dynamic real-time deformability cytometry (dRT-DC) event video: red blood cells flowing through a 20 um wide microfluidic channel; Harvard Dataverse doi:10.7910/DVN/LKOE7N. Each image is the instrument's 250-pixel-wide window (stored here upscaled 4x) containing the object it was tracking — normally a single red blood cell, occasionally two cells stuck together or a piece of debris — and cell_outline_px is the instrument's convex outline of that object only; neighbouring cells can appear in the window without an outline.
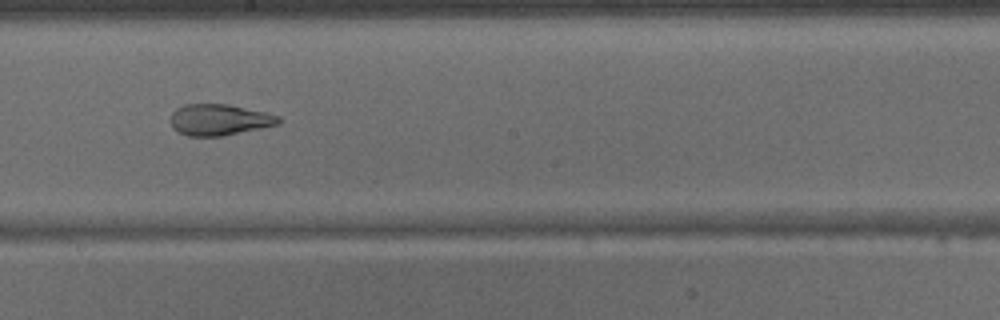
{"species": "common noctule bat (a hibernating species)", "species_latin": "Nyctalus noctula", "temperature_condition": "warm", "stored_images_in_passage": 38, "camera_frame_rate_fps": 3000, "um_per_image_px": 0.085, "animal": {"sex": "male", "body_mass_g": 15.6}, "frame": {"image": 1, "passage_image": 18, "time_ms": 5.667, "image_size_px": [1000, 320], "cell_outline_px": [[280, 124], [220, 136], [188, 136], [172, 128], [172, 112], [176, 108], [184, 104], [228, 104], [264, 112], [280, 116]], "centroid_in_image_um": [18.63, 10.17], "position_along_channel_um": 229.6, "area_um2": 19.42}}
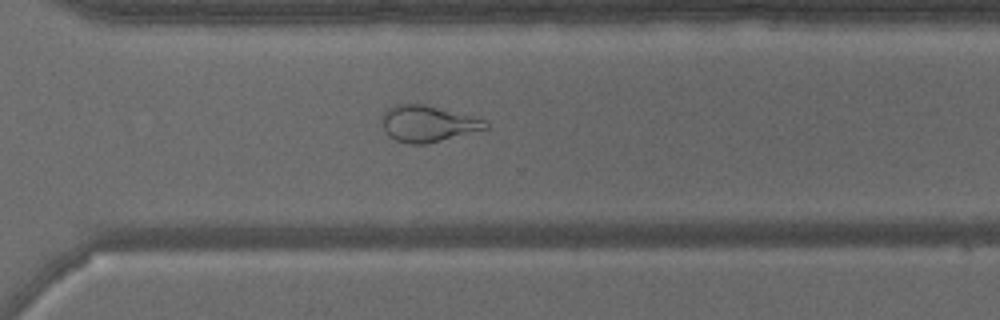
{"frame": {"image": 2, "passage_image": 25, "time_ms": 8.0, "image_size_px": [1000, 320], "cell_outline_px": [[488, 128], [424, 144], [408, 144], [396, 140], [388, 136], [380, 120], [380, 116], [388, 108], [396, 104], [424, 104], [488, 120]], "centroid_in_image_um": [36.32, 10.5], "position_along_channel_um": 334.3, "area_um2": 21.79}}
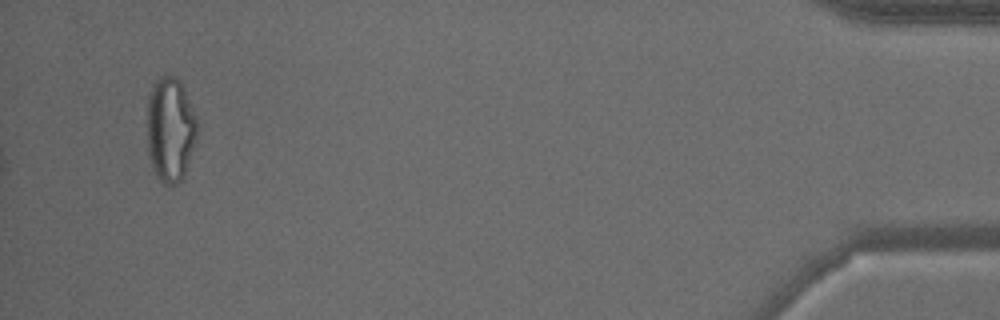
{"frame": {"image": 3, "passage_image": 36, "time_ms": 11.667, "image_size_px": [1000, 320], "cell_outline_px": [[196, 136], [184, 176], [176, 184], [164, 184], [156, 176], [152, 168], [148, 156], [148, 96], [152, 84], [160, 76], [168, 72], [176, 76], [180, 80], [196, 116]], "centroid_in_image_um": [14.45, 10.95], "position_along_channel_um": 420.7, "area_um2": 30.58}}